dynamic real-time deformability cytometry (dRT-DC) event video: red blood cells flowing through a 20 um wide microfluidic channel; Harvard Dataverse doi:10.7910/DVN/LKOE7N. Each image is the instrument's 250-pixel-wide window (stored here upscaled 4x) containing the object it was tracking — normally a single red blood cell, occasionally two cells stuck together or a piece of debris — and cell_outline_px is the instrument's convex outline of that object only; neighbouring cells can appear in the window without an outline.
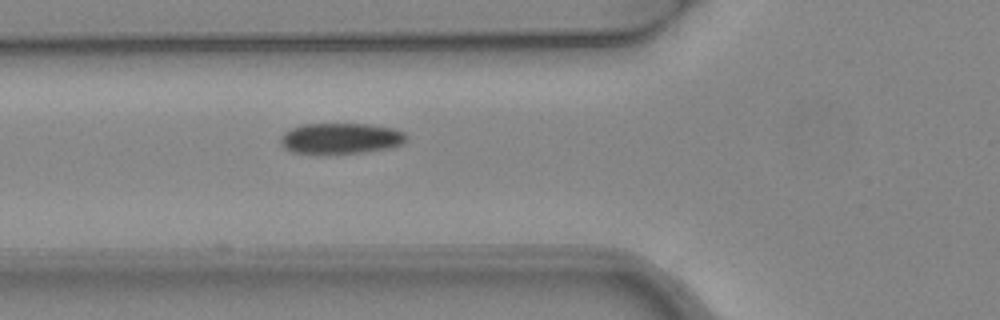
{"species": "common noctule bat (a hibernating species)", "species_latin": "Nyctalus noctula", "temperature_condition": "warm", "stored_images_in_passage": 5, "camera_frame_rate_fps": 3000, "um_per_image_px": 0.085, "animal": {"sex": "female", "body_mass_g": 24.6, "forearm_length_mm": 56.2}, "frame": {"image": 1, "passage_image": 5, "time_ms": 1.333, "image_size_px": [1000, 320], "cell_outline_px": [[408, 140], [404, 144], [392, 148], [364, 152], [324, 156], [292, 152], [284, 148], [280, 144], [280, 136], [284, 132], [292, 128], [304, 124], [372, 124], [392, 128], [404, 132], [408, 136]], "centroid_in_image_um": [28.97, 11.8], "position_along_channel_um": 96.8, "area_um2": 23.52}}